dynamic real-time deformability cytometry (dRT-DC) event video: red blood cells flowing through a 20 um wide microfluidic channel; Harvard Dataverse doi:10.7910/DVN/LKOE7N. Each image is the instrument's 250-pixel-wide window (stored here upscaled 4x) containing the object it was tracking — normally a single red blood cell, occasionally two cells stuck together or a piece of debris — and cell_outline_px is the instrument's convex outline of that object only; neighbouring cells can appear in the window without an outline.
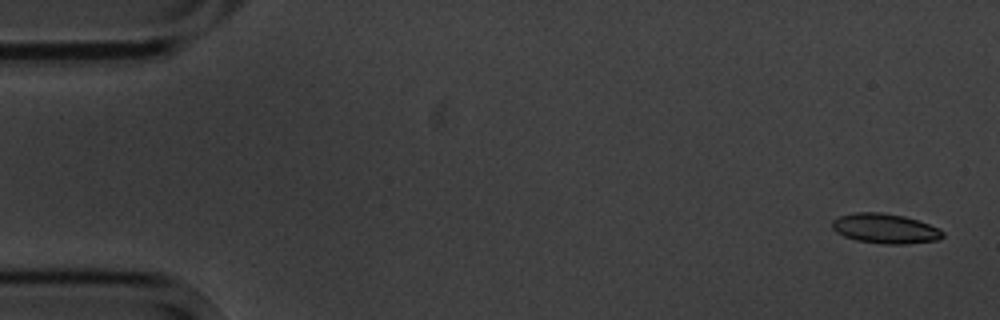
{"species": "common noctule bat (a hibernating species)", "species_latin": "Nyctalus noctula", "temperature_condition": "cold", "stored_images_in_passage": 5, "camera_frame_rate_fps": 3000, "um_per_image_px": 0.085, "animal": {"sex": "male", "body_mass_g": 20.1, "forearm_length_mm": 53.5}, "frame": {"image": 1, "passage_image": 1, "time_ms": 0.0, "image_size_px": [1000, 320], "cell_outline_px": [[944, 236], [940, 240], [904, 244], [880, 244], [856, 240], [844, 236], [836, 232], [832, 228], [832, 220], [840, 216], [856, 212], [880, 212], [904, 216], [940, 228], [944, 232]], "centroid_in_image_um": [75.25, 19.43], "position_along_channel_um": 9.8, "area_um2": 19.31}}
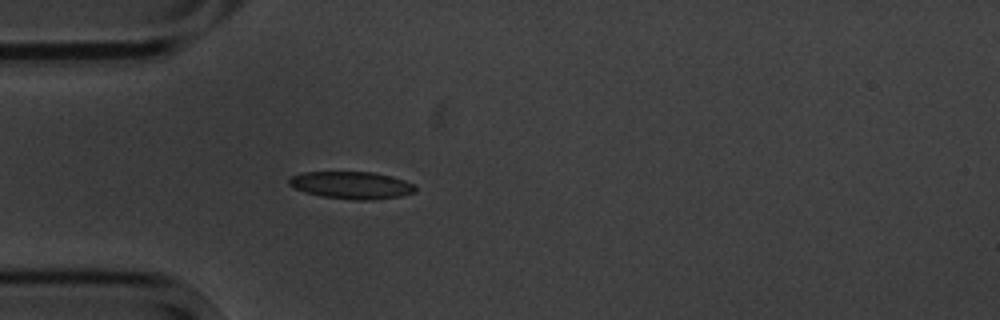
{"frame": {"image": 2, "passage_image": 5, "time_ms": 4.667, "image_size_px": [1000, 320], "cell_outline_px": [[416, 192], [400, 196], [372, 200], [352, 200], [320, 196], [304, 192], [288, 184], [288, 180], [292, 176], [304, 172], [372, 172], [404, 180], [416, 184]], "centroid_in_image_um": [29.89, 15.75], "position_along_channel_um": 55.1, "area_um2": 20.11}}